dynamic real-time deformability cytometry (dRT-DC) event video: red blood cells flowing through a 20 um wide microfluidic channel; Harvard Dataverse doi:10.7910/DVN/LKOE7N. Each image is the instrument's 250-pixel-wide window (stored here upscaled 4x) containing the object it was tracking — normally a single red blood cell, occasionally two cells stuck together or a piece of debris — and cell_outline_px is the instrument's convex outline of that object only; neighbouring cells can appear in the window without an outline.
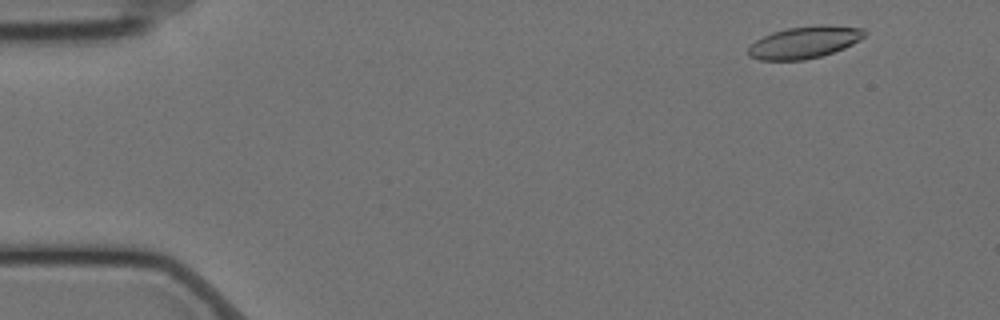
{"species": "Egyptian fruit bat (a non-hibernating species)", "species_latin": "Rousettus aegyptiacus", "temperature_condition": "cold", "stored_images_in_passage": 57, "camera_frame_rate_fps": 3000, "um_per_image_px": 0.085, "animal": {"sex": "female"}, "frame": {"image": 1, "passage_image": 4, "time_ms": 1.0, "image_size_px": [1000, 320], "cell_outline_px": [[868, 32], [860, 40], [844, 48], [820, 56], [804, 60], [760, 60], [748, 56], [748, 48], [756, 40], [772, 32], [788, 28], [816, 24], [828, 24], [864, 28]], "centroid_in_image_um": [68.41, 3.58], "position_along_channel_um": 16.6, "area_um2": 21.85}}
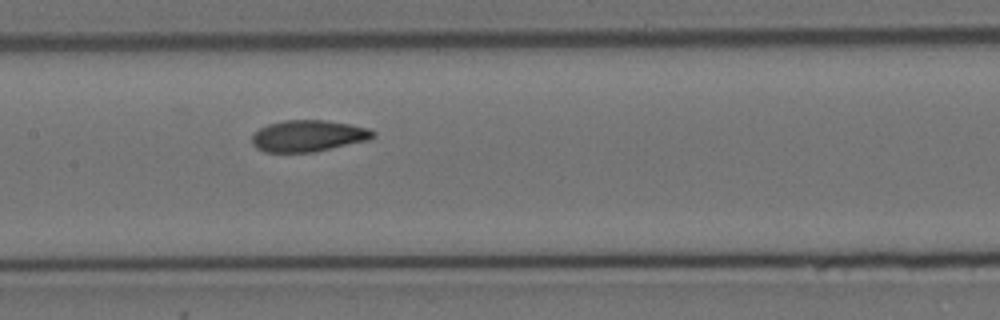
{"frame": {"image": 2, "passage_image": 27, "time_ms": 8.667, "image_size_px": [1000, 320], "cell_outline_px": [[376, 136], [368, 140], [312, 152], [264, 152], [256, 148], [252, 144], [252, 132], [268, 124], [284, 120], [324, 120], [348, 124], [368, 128], [376, 132]], "centroid_in_image_um": [26.16, 11.55], "position_along_channel_um": 181.2, "area_um2": 22.2}}
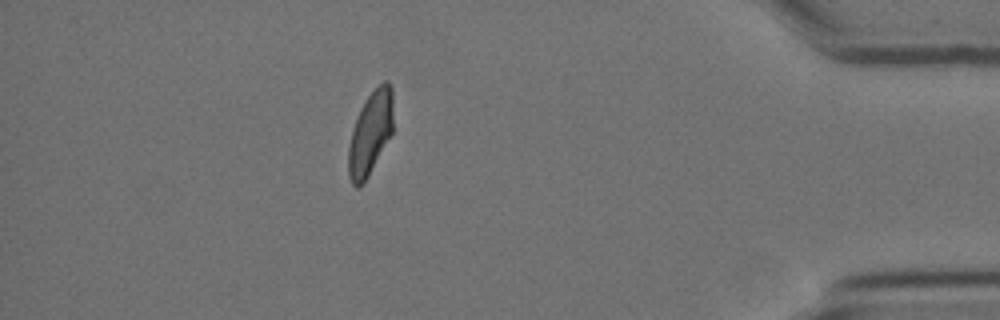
{"frame": {"image": 3, "passage_image": 50, "time_ms": 16.333, "image_size_px": [1000, 320], "cell_outline_px": [[392, 132], [368, 176], [356, 188], [352, 184], [348, 176], [348, 148], [352, 128], [360, 108], [364, 100], [384, 80], [388, 80], [392, 88]], "centroid_in_image_um": [31.46, 11.3], "position_along_channel_um": 403.7, "area_um2": 21.5}, "authors_computed_cell_mechanics": {"area_um2": 22.1374, "velocity_mm_per_s": 3.4868, "shape_relaxation_time_tau1_ms": 5.3953, "shape_relaxation_time_tau2_ms": 1.642, "deformation_change_tau1": 0.1544, "deformation_change_tau2": 0.0617}}